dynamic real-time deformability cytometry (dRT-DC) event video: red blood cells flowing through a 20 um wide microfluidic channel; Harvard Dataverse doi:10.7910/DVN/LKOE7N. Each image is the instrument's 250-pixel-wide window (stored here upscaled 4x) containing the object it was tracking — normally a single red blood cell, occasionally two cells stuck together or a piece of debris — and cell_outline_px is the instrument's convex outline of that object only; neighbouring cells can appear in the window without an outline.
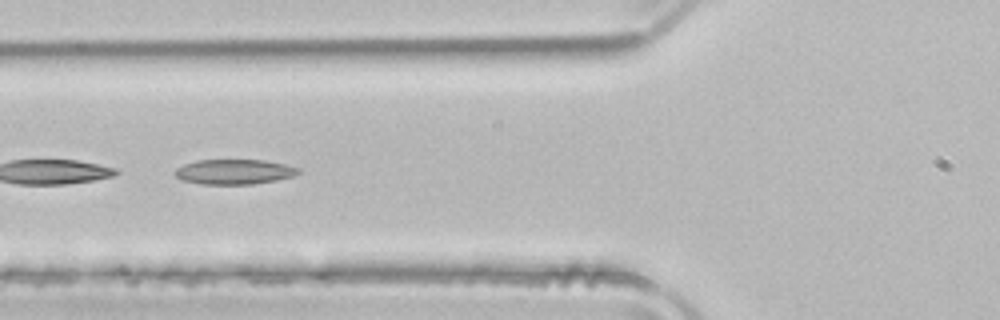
{"species": "common noctule bat (a hibernating species)", "species_latin": "Nyctalus noctula", "temperature_condition": "room temperature", "stored_images_in_passage": 26, "segment_of_instrument_passage": [2, 2], "camera_frame_rate_fps": 3000, "um_per_image_px": 0.085, "animal": {"sex": "male", "body_mass_g": 21.5, "forearm_length_mm": 52.0}, "frame": {"image": 1, "passage_image": 18, "time_ms": 5.667, "image_size_px": [1000, 320], "cell_outline_px": [[300, 172], [292, 176], [276, 180], [252, 184], [200, 184], [184, 180], [176, 176], [172, 172], [176, 168], [184, 164], [196, 160], [264, 160], [284, 164], [300, 168]], "centroid_in_image_um": [19.88, 14.6], "position_along_channel_um": 105.9, "area_um2": 17.92}}